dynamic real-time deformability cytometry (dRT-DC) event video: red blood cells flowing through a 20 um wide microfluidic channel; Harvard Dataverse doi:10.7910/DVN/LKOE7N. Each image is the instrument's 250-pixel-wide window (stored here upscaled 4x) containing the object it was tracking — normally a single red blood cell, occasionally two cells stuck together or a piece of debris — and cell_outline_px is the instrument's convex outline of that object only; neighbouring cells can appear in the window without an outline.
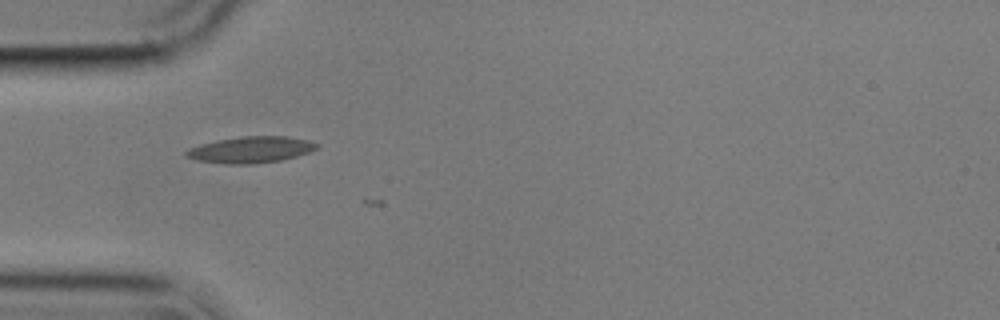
{"species": "common noctule bat (a hibernating species)", "species_latin": "Nyctalus noctula", "temperature_condition": "cold", "stored_images_in_passage": 3, "camera_frame_rate_fps": 3000, "um_per_image_px": 0.085, "animal": {"sex": "male", "body_mass_g": 17.9}, "frame": {"image": 1, "passage_image": 1, "time_ms": 0.0, "image_size_px": [1000, 320], "cell_outline_px": [[320, 144], [316, 148], [308, 152], [296, 156], [280, 160], [252, 164], [224, 164], [196, 160], [184, 156], [184, 152], [188, 148], [200, 144], [216, 140], [240, 136], [288, 136], [308, 140]], "centroid_in_image_um": [21.26, 12.72], "position_along_channel_um": 63.7, "area_um2": 20.17}}